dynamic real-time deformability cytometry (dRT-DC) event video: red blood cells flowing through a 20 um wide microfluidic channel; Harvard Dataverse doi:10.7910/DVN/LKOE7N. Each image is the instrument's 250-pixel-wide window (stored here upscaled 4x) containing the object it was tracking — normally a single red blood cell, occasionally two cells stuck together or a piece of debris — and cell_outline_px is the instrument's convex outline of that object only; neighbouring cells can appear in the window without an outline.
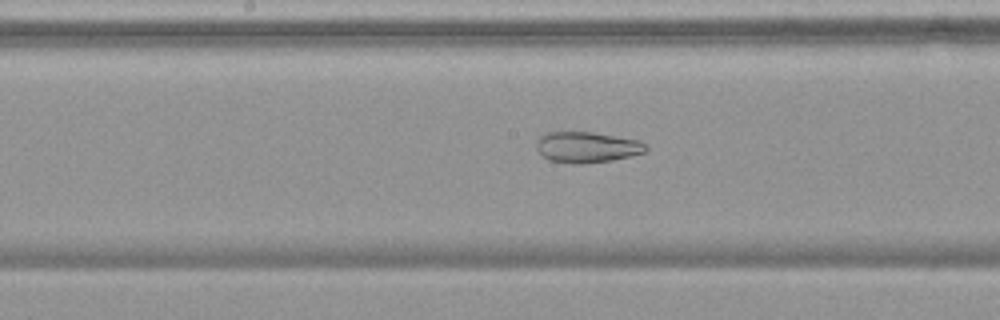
{"species": "common noctule bat (a hibernating species)", "species_latin": "Nyctalus noctula", "temperature_condition": "warm", "stored_images_in_passage": 54, "camera_frame_rate_fps": 3000, "um_per_image_px": 0.085, "animal": {"sex": "female", "body_mass_g": 19.9}, "frame": {"image": 1, "passage_image": 28, "time_ms": 9.0, "image_size_px": [1000, 320], "cell_outline_px": [[648, 148], [644, 152], [632, 156], [612, 160], [584, 164], [572, 164], [548, 160], [536, 148], [536, 140], [540, 136], [548, 132], [592, 132], [640, 140], [648, 144]], "centroid_in_image_um": [49.91, 12.51], "position_along_channel_um": 198.3, "area_um2": 19.88}}
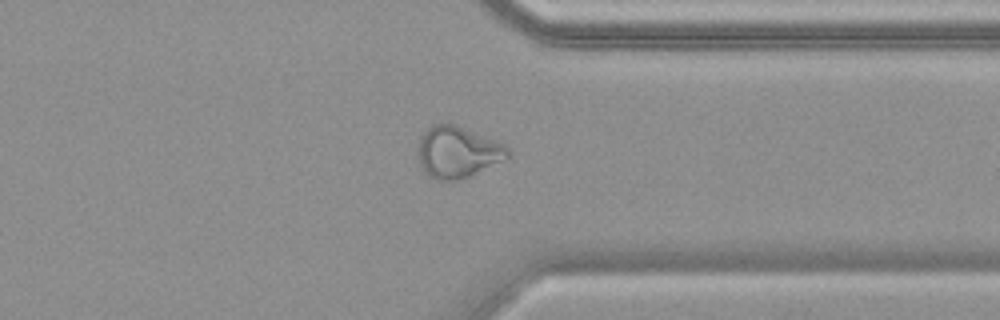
{"frame": {"image": 2, "passage_image": 42, "time_ms": 13.667, "image_size_px": [1000, 320], "cell_outline_px": [[512, 156], [504, 160], [468, 176], [456, 180], [436, 180], [428, 176], [420, 168], [416, 152], [420, 136], [432, 124], [456, 124], [500, 140], [512, 152]], "centroid_in_image_um": [38.9, 12.91], "position_along_channel_um": 372.5, "area_um2": 27.57}}
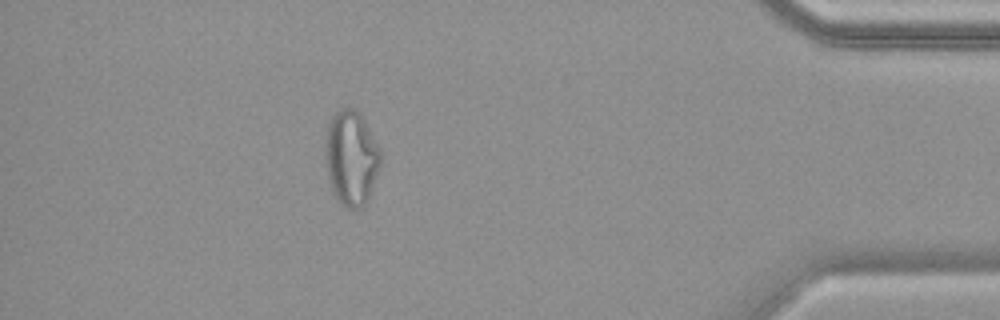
{"frame": {"image": 3, "passage_image": 48, "time_ms": 15.667, "image_size_px": [1000, 320], "cell_outline_px": [[380, 168], [368, 200], [356, 212], [340, 204], [332, 192], [328, 180], [324, 156], [324, 144], [328, 124], [332, 116], [340, 108], [356, 108], [360, 112], [380, 148]], "centroid_in_image_um": [29.84, 13.44], "position_along_channel_um": 405.4, "area_um2": 31.27}, "authors_computed_cell_mechanics": {"area_um2": 29.9982, "velocity_mm_per_s": 3.7715, "shape_relaxation_time_tau1_ms": null, "shape_relaxation_time_tau2_ms": 1.6138, "deformation_change_tau1": null, "deformation_change_tau2": 0.0924}}